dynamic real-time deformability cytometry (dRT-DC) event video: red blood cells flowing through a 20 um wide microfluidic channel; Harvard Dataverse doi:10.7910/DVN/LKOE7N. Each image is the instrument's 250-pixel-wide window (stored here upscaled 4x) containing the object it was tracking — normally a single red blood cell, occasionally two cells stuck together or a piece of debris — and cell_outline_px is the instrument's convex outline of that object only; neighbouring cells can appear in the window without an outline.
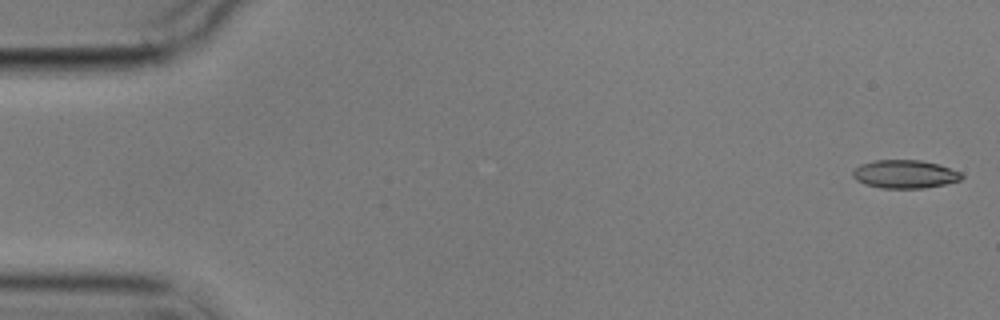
{"species": "common noctule bat (a hibernating species)", "species_latin": "Nyctalus noctula", "temperature_condition": "cold", "stored_images_in_passage": 5, "camera_frame_rate_fps": 3000, "um_per_image_px": 0.085, "animal": {"sex": "male", "body_mass_g": 17.9}, "frame": {"image": 1, "passage_image": 1, "time_ms": 0.0, "image_size_px": [1000, 320], "cell_outline_px": [[964, 176], [960, 180], [944, 184], [924, 188], [880, 188], [864, 184], [856, 180], [852, 176], [852, 172], [860, 164], [872, 160], [920, 160], [936, 164], [960, 172]], "centroid_in_image_um": [76.86, 14.8], "position_along_channel_um": 8.1, "area_um2": 17.86}}
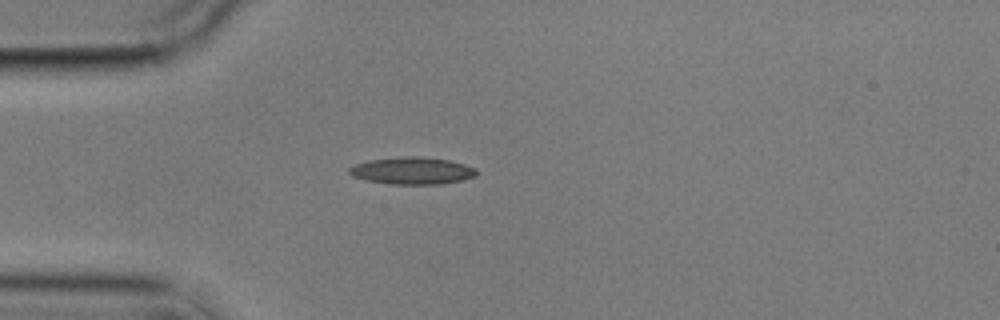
{"frame": {"image": 2, "passage_image": 5, "time_ms": 4.667, "image_size_px": [1000, 320], "cell_outline_px": [[476, 176], [464, 180], [440, 184], [392, 184], [364, 180], [352, 176], [348, 172], [348, 168], [356, 164], [368, 160], [408, 156], [416, 156], [448, 160], [464, 164], [476, 168]], "centroid_in_image_um": [35.03, 14.52], "position_along_channel_um": 50.0, "area_um2": 20.11}}